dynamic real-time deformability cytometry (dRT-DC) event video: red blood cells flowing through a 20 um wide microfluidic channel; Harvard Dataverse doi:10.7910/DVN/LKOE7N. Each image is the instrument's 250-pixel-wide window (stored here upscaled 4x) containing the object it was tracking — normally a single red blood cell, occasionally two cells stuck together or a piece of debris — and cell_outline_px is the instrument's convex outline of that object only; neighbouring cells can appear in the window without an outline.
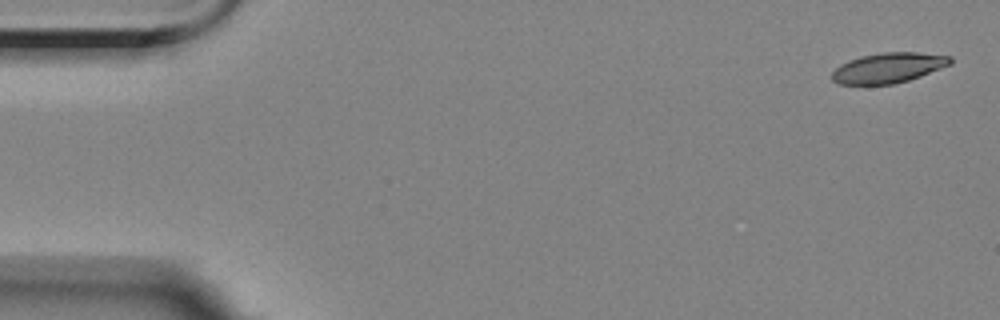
{"species": "Egyptian fruit bat (a non-hibernating species)", "species_latin": "Rousettus aegyptiacus", "temperature_condition": "room temperature", "stored_images_in_passage": 4, "camera_frame_rate_fps": 3000, "um_per_image_px": 0.085, "animal": {"sex": "female"}, "frame": {"image": 1, "passage_image": 1, "time_ms": 0.0, "image_size_px": [1000, 320], "cell_outline_px": [[952, 64], [920, 76], [908, 80], [892, 84], [840, 84], [832, 80], [832, 72], [840, 64], [848, 60], [860, 56], [880, 52], [916, 52], [952, 56]], "centroid_in_image_um": [75.51, 5.75], "position_along_channel_um": 9.5, "area_um2": 20.81}}